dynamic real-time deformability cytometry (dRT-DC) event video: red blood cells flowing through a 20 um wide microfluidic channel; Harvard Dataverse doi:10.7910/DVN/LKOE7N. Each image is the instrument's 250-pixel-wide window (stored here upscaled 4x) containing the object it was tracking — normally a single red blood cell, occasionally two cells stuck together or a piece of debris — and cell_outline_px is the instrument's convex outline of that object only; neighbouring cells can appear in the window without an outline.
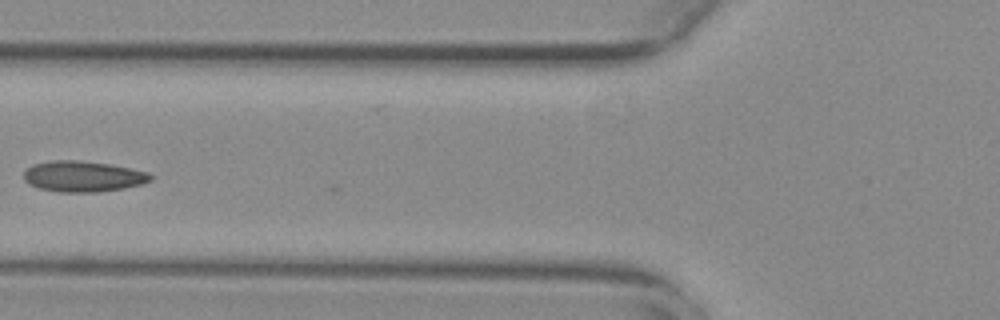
{"species": "common noctule bat (a hibernating species)", "species_latin": "Nyctalus noctula", "temperature_condition": "warm", "stored_images_in_passage": 24, "camera_frame_rate_fps": 3000, "um_per_image_px": 0.085, "animal": {"sex": "female", "body_mass_g": 29.2, "forearm_length_mm": 56.3}, "frame": {"image": 1, "passage_image": 3, "time_ms": 0.667, "image_size_px": [1000, 320], "cell_outline_px": [[152, 180], [140, 184], [124, 188], [96, 192], [56, 192], [40, 188], [28, 184], [24, 180], [24, 172], [32, 164], [52, 160], [76, 160], [108, 164], [148, 172], [152, 176]], "centroid_in_image_um": [7.02, 15.0], "position_along_channel_um": 118.8, "area_um2": 22.66}}
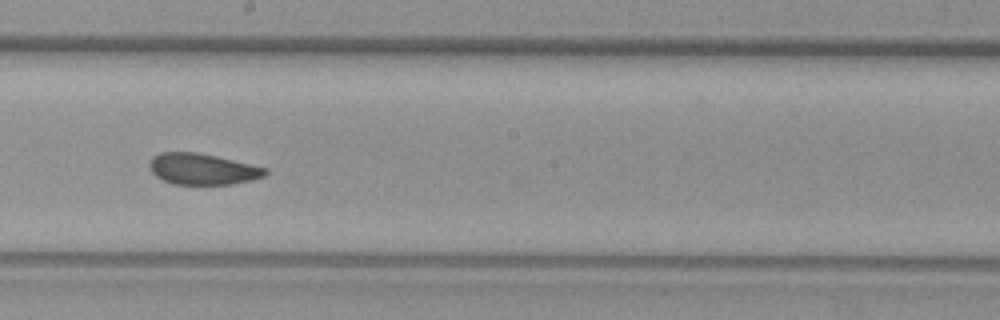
{"frame": {"image": 2, "passage_image": 12, "time_ms": 3.667, "image_size_px": [1000, 320], "cell_outline_px": [[268, 172], [264, 176], [252, 180], [232, 184], [172, 184], [156, 176], [148, 168], [148, 164], [152, 156], [160, 152], [196, 152], [216, 156], [268, 168]], "centroid_in_image_um": [17.19, 14.36], "position_along_channel_um": 231.0, "area_um2": 21.1}}
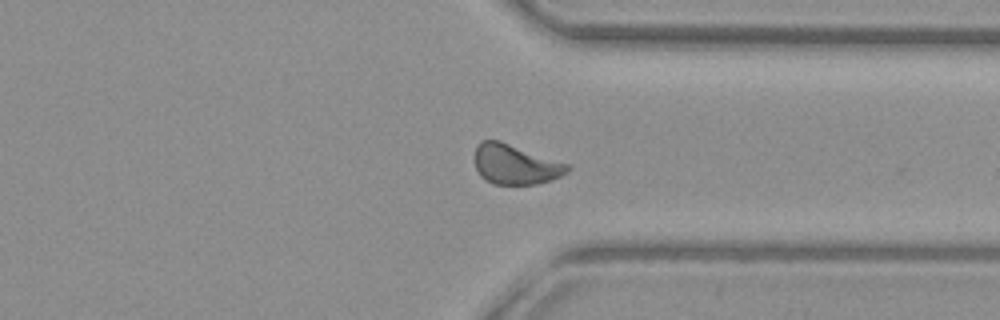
{"frame": {"image": 3, "passage_image": 23, "time_ms": 7.333, "image_size_px": [1000, 320], "cell_outline_px": [[572, 168], [568, 172], [552, 180], [536, 184], [492, 184], [484, 180], [480, 176], [476, 168], [476, 144], [480, 140], [500, 140], [572, 164]], "centroid_in_image_um": [43.85, 13.96], "position_along_channel_um": 367.5, "area_um2": 22.02}}